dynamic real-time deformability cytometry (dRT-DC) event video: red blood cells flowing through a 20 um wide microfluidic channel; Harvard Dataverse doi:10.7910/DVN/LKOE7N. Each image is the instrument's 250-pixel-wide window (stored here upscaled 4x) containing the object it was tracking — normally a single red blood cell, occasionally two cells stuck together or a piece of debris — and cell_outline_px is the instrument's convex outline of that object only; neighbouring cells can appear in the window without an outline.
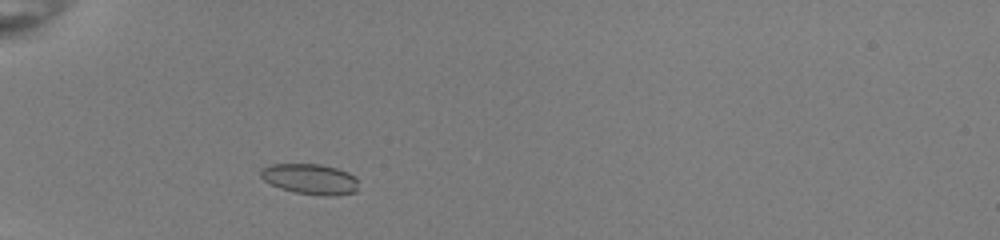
{"species": "common noctule bat (a hibernating species)", "species_latin": "Nyctalus noctula", "temperature_condition": "room temperature", "stored_images_in_passage": 39, "camera_frame_rate_fps": 3000, "um_per_image_px": 0.085, "animal": {"sex": "female", "body_mass_g": 22.0, "forearm_length_mm": 56.7}, "frame": {"image": 1, "passage_image": 5, "time_ms": 1.333, "image_size_px": [1000, 240], "cell_outline_px": [[356, 192], [332, 196], [324, 196], [296, 192], [280, 188], [264, 180], [260, 176], [260, 168], [272, 164], [320, 164], [336, 168], [348, 172], [356, 176]], "centroid_in_image_um": [26.35, 15.21], "position_along_channel_um": 58.6, "area_um2": 17.34}}
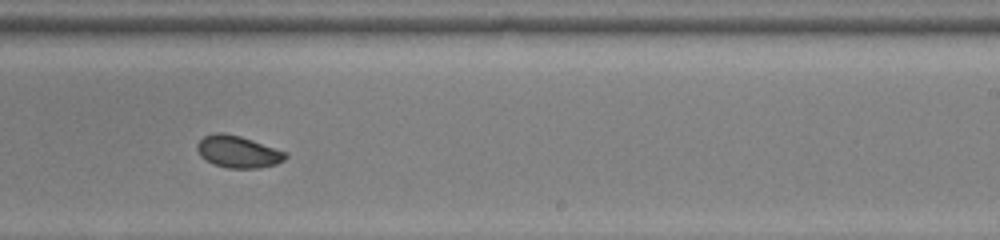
{"frame": {"image": 2, "passage_image": 22, "time_ms": 7.0, "image_size_px": [1000, 240], "cell_outline_px": [[288, 156], [284, 160], [276, 164], [260, 168], [228, 168], [212, 164], [204, 160], [200, 156], [196, 148], [196, 144], [204, 136], [216, 132], [224, 132], [240, 136], [288, 152]], "centroid_in_image_um": [20.22, 12.9], "position_along_channel_um": 268.8, "area_um2": 16.7}}
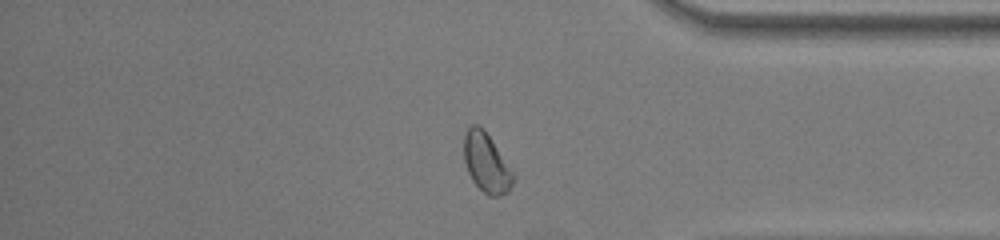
{"frame": {"image": 3, "passage_image": 32, "time_ms": 10.333, "image_size_px": [1000, 240], "cell_outline_px": [[516, 180], [508, 192], [500, 196], [488, 196], [472, 180], [468, 172], [464, 160], [464, 132], [472, 124], [476, 124], [484, 128], [516, 176]], "centroid_in_image_um": [41.36, 13.84], "position_along_channel_um": 393.8, "area_um2": 17.17}, "authors_computed_cell_mechanics": {"area_um2": 16.6464, "velocity_mm_per_s": 3.9978, "shape_relaxation_time_tau1_ms": 5.0074, "shape_relaxation_time_tau2_ms": 3.9431, "deformation_change_tau1": 0.1083, "deformation_change_tau2": 0.0553}}